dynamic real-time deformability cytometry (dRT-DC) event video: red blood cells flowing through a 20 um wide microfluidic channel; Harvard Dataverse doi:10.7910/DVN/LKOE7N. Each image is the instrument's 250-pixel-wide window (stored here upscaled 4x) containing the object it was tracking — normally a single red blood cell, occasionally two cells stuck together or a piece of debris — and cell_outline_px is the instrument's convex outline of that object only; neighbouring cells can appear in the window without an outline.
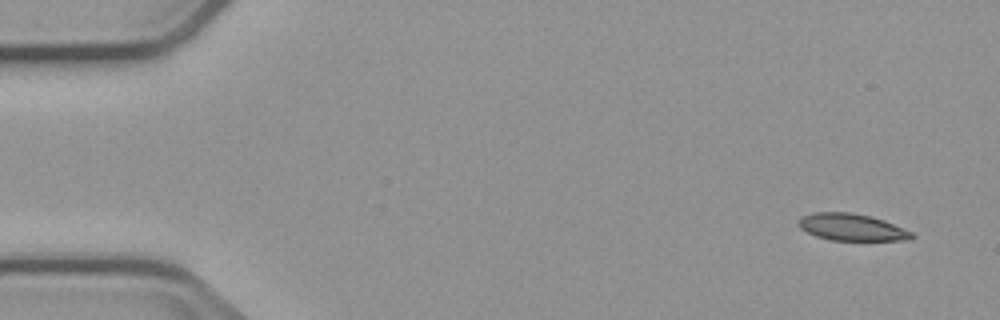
{"species": "common noctule bat (a hibernating species)", "species_latin": "Nyctalus noctula", "temperature_condition": "cold", "stored_images_in_passage": 9, "camera_frame_rate_fps": 3000, "um_per_image_px": 0.085, "animal": {"sex": "male", "body_mass_g": 23.1, "forearm_length_mm": 52.7}, "frame": {"image": 1, "passage_image": 1, "time_ms": 0.0, "image_size_px": [1000, 320], "cell_outline_px": [[916, 236], [912, 240], [832, 240], [816, 236], [800, 228], [796, 224], [796, 220], [800, 216], [812, 212], [852, 212], [884, 220], [912, 232]], "centroid_in_image_um": [72.36, 19.3], "position_along_channel_um": 12.6, "area_um2": 17.92}}
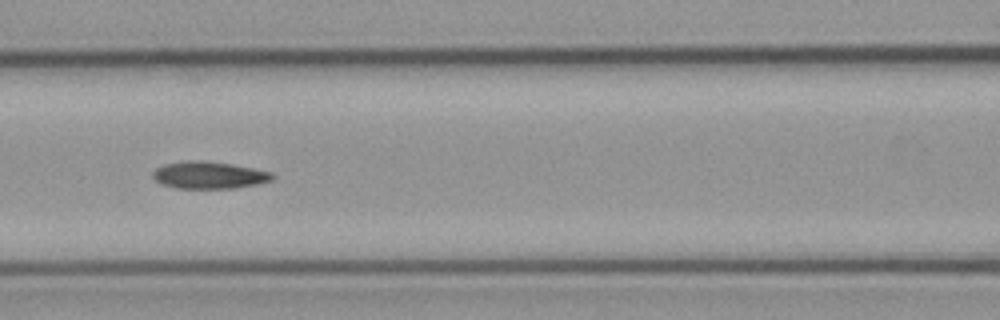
{"frame": {"image": 2, "passage_image": 6, "time_ms": 7.0, "image_size_px": [1000, 320], "cell_outline_px": [[276, 176], [272, 180], [256, 184], [236, 188], [176, 188], [160, 184], [152, 176], [152, 172], [156, 168], [164, 164], [188, 160], [200, 160], [232, 164], [272, 172]], "centroid_in_image_um": [17.76, 14.88], "position_along_channel_um": 148.8, "area_um2": 18.96}}
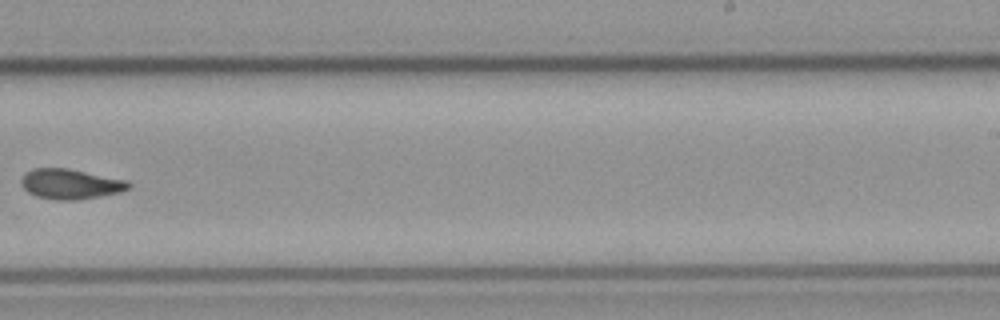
{"frame": {"image": 3, "passage_image": 9, "time_ms": 10.667, "image_size_px": [1000, 320], "cell_outline_px": [[132, 188], [120, 192], [100, 196], [76, 200], [52, 200], [36, 196], [28, 192], [20, 184], [20, 180], [24, 172], [32, 168], [68, 168], [128, 180], [132, 184]], "centroid_in_image_um": [5.99, 15.63], "position_along_channel_um": 283.0, "area_um2": 19.19}}